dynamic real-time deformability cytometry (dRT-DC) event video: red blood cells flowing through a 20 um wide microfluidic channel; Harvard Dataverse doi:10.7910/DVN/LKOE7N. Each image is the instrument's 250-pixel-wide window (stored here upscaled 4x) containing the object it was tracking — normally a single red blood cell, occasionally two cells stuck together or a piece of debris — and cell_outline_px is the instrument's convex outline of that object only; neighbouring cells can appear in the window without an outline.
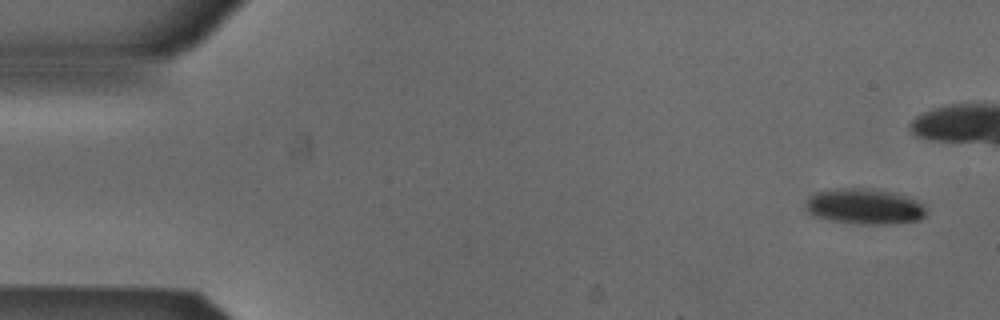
{"species": "Egyptian fruit bat (a non-hibernating species)", "species_latin": "Rousettus aegyptiacus", "temperature_condition": "cold", "stored_images_in_passage": 8, "camera_frame_rate_fps": 3000, "um_per_image_px": 0.085, "animal": {"sex": "male"}, "frame": {"image": 1, "passage_image": 1, "time_ms": 0.0, "image_size_px": [1000, 320], "cell_outline_px": [[924, 216], [920, 220], [888, 224], [856, 224], [832, 220], [816, 216], [808, 212], [808, 200], [816, 192], [836, 188], [872, 188], [892, 192], [916, 200], [924, 208]], "centroid_in_image_um": [73.5, 17.55], "position_along_channel_um": 11.5, "area_um2": 24.57}}
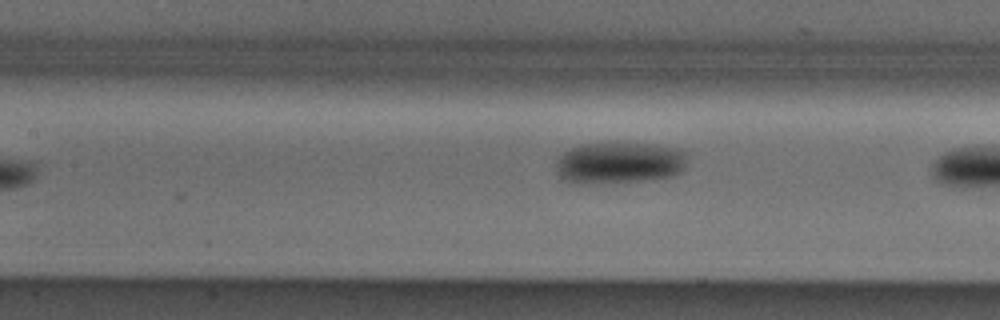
{"frame": {"image": 2, "passage_image": 8, "time_ms": 2.333, "image_size_px": [1000, 320], "cell_outline_px": [[688, 156], [684, 168], [680, 172], [672, 176], [640, 180], [584, 184], [580, 184], [564, 180], [560, 176], [556, 168], [556, 160], [564, 152], [580, 144], [652, 144], [676, 148], [688, 152]], "centroid_in_image_um": [52.65, 13.84], "position_along_channel_um": 154.7, "area_um2": 31.56}}